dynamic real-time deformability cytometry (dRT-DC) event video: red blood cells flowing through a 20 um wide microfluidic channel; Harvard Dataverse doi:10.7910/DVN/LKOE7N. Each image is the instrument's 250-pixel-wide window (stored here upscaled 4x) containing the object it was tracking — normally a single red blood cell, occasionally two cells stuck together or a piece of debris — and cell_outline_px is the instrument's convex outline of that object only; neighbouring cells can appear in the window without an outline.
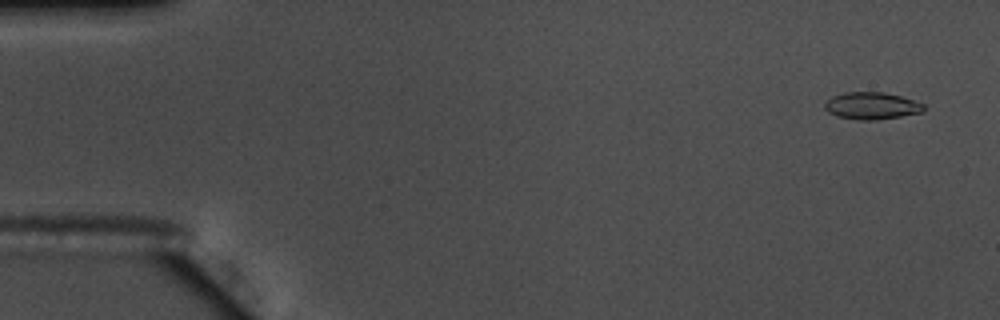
{"species": "common noctule bat (a hibernating species)", "species_latin": "Nyctalus noctula", "temperature_condition": "warm", "stored_images_in_passage": 56, "camera_frame_rate_fps": 3000, "um_per_image_px": 0.085, "animal": {"sex": "male", "body_mass_g": 17.5, "forearm_length_mm": 52.3}, "frame": {"image": 1, "passage_image": 3, "time_ms": 0.667, "image_size_px": [1000, 320], "cell_outline_px": [[924, 112], [876, 120], [860, 120], [836, 116], [828, 112], [824, 108], [824, 104], [832, 96], [844, 92], [884, 92], [900, 96], [924, 104]], "centroid_in_image_um": [74.07, 8.99], "position_along_channel_um": 10.9, "area_um2": 15.61}}
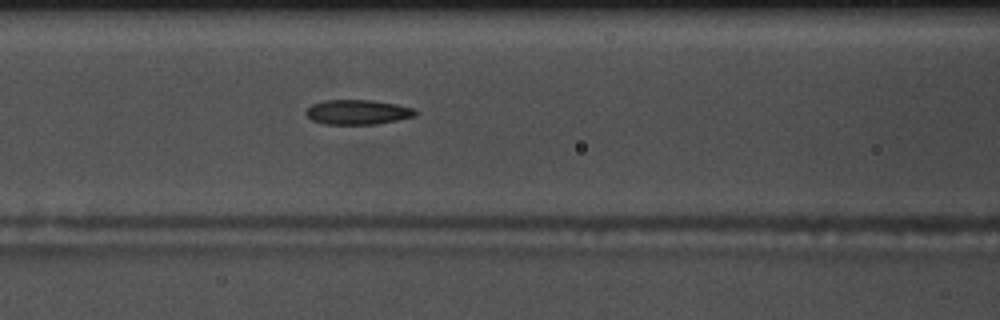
{"frame": {"image": 2, "passage_image": 24, "time_ms": 7.667, "image_size_px": [1000, 320], "cell_outline_px": [[420, 112], [416, 116], [376, 124], [324, 124], [312, 120], [304, 112], [312, 104], [324, 100], [368, 100], [396, 104], [416, 108]], "centroid_in_image_um": [30.44, 9.53], "position_along_channel_um": 136.2, "area_um2": 15.84}}
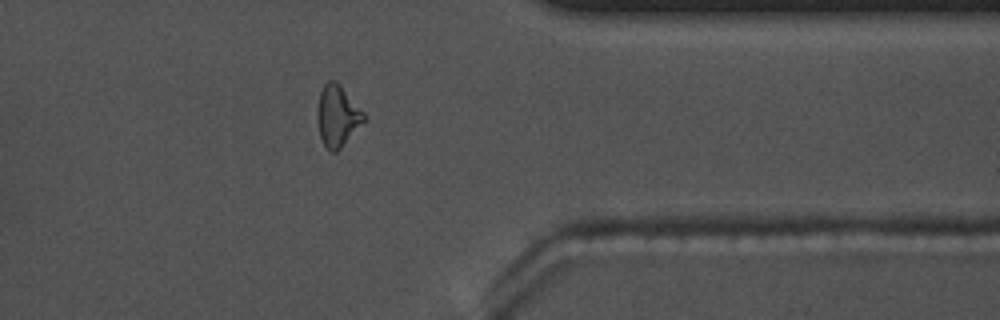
{"frame": {"image": 3, "passage_image": 45, "time_ms": 14.667, "image_size_px": [1000, 320], "cell_outline_px": [[364, 120], [340, 148], [336, 152], [332, 152], [324, 144], [320, 136], [316, 116], [316, 108], [320, 92], [324, 84], [328, 80], [336, 80], [340, 84], [364, 112]], "centroid_in_image_um": [28.64, 9.8], "position_along_channel_um": 382.8, "area_um2": 16.42}, "authors_computed_cell_mechanics": {"area_um2": 15.9528, "velocity_mm_per_s": 3.6814, "shape_relaxation_time_tau1_ms": null, "shape_relaxation_time_tau2_ms": 2.4701, "deformation_change_tau1": null, "deformation_change_tau2": 0.0954}}